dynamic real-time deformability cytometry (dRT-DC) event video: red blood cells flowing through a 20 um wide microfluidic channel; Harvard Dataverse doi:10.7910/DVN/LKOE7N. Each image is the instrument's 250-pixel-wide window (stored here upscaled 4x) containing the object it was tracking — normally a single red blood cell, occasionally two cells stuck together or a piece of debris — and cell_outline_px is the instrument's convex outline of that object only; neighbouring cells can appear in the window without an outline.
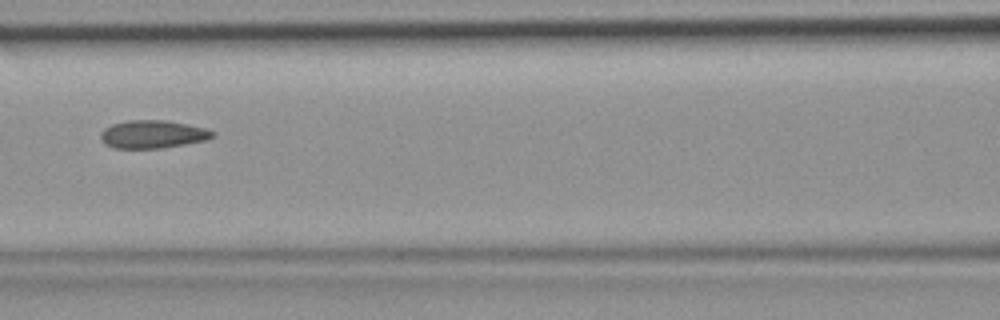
{"species": "common noctule bat (a hibernating species)", "species_latin": "Nyctalus noctula", "temperature_condition": "room temperature", "stored_images_in_passage": 4, "camera_frame_rate_fps": 3000, "um_per_image_px": 0.085, "animal": {"sex": "female", "body_mass_g": 19.9}, "frame": {"image": 1, "passage_image": 3, "time_ms": 0.667, "image_size_px": [1000, 320], "cell_outline_px": [[216, 136], [208, 140], [160, 148], [112, 148], [104, 144], [100, 136], [100, 132], [104, 128], [112, 124], [128, 120], [164, 120], [188, 124], [204, 128], [216, 132]], "centroid_in_image_um": [12.98, 11.41], "position_along_channel_um": 153.6, "area_um2": 18.38}}